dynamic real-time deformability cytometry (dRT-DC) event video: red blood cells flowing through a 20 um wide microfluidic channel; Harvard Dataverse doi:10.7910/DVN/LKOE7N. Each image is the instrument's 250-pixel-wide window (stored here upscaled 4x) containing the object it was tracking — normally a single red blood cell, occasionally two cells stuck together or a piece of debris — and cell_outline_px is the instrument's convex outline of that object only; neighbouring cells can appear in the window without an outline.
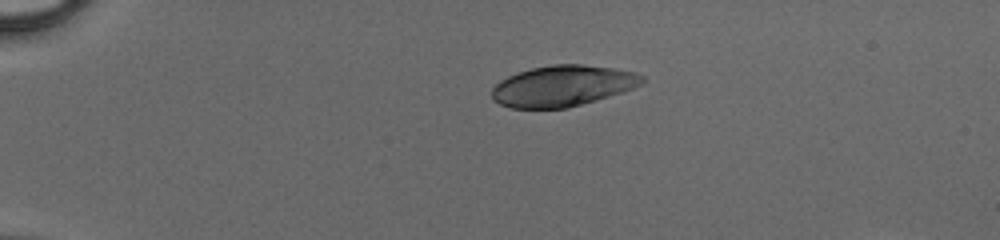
{"species": "human", "species_latin": "Homo sapiens", "temperature_condition": "cold", "stored_images_in_passage": 38, "camera_frame_rate_fps": 3000, "um_per_image_px": 0.085, "donor": {"sex": "male"}, "frame": {"image": 1, "passage_image": 1, "time_ms": 0.0, "image_size_px": [1000, 240], "cell_outline_px": [[648, 80], [644, 84], [596, 100], [568, 108], [512, 108], [500, 104], [492, 100], [492, 88], [500, 80], [508, 76], [532, 68], [552, 64], [580, 64], [612, 68], [636, 72], [644, 76]], "centroid_in_image_um": [47.84, 7.3], "position_along_channel_um": 37.2, "area_um2": 35.84}}
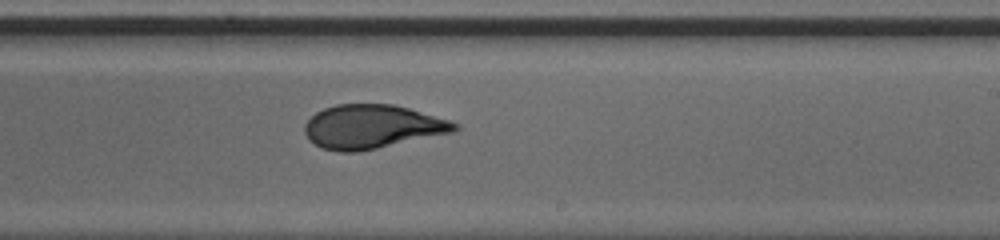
{"frame": {"image": 2, "passage_image": 21, "time_ms": 6.667, "image_size_px": [1000, 240], "cell_outline_px": [[460, 128], [456, 132], [356, 152], [340, 152], [320, 148], [308, 140], [304, 132], [304, 124], [316, 112], [324, 108], [336, 104], [392, 104], [408, 108], [448, 120], [460, 124]], "centroid_in_image_um": [31.62, 10.77], "position_along_channel_um": 257.4, "area_um2": 38.38}}
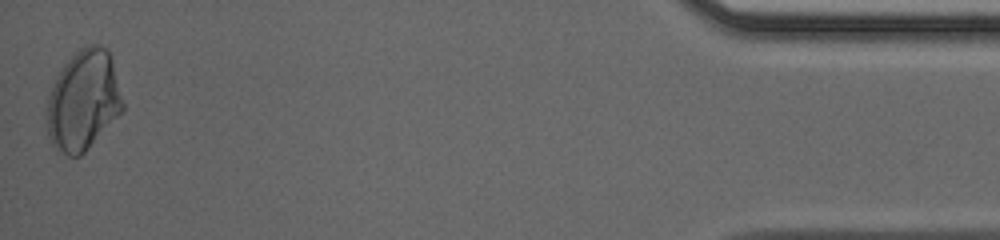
{"frame": {"image": 3, "passage_image": 38, "time_ms": 12.333, "image_size_px": [1000, 240], "cell_outline_px": [[124, 108], [84, 152], [80, 156], [68, 156], [56, 152], [48, 136], [44, 116], [48, 96], [64, 64], [80, 48], [88, 44], [96, 44], [104, 48], [108, 52], [112, 60], [124, 104]], "centroid_in_image_um": [7.04, 8.57], "position_along_channel_um": 428.2, "area_um2": 44.04}}